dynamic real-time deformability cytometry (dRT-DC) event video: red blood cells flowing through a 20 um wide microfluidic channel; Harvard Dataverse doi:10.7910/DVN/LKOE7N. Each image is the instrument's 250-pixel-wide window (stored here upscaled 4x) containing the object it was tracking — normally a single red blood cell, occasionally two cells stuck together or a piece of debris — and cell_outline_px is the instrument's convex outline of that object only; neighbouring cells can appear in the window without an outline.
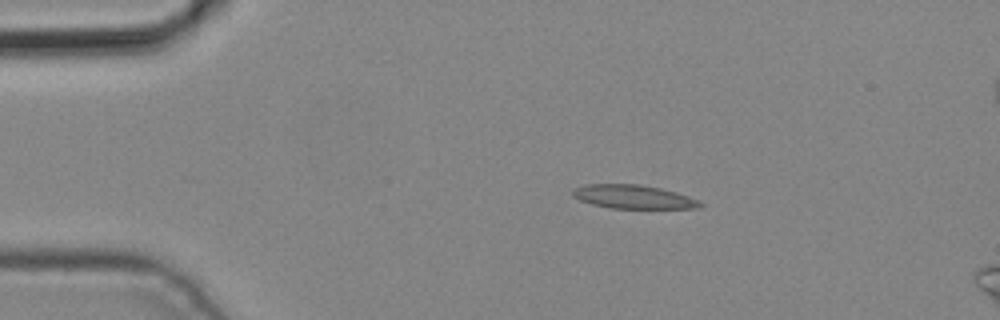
{"species": "common noctule bat (a hibernating species)", "species_latin": "Nyctalus noctula", "temperature_condition": "cold", "stored_images_in_passage": 4, "camera_frame_rate_fps": 3000, "um_per_image_px": 0.085, "animal": {"sex": "male", "body_mass_g": 19.2, "forearm_length_mm": 51.8}, "frame": {"image": 1, "passage_image": 2, "time_ms": 0.333, "image_size_px": [1000, 320], "cell_outline_px": [[704, 204], [700, 208], [612, 208], [592, 204], [580, 200], [572, 196], [572, 192], [576, 188], [584, 184], [640, 184], [660, 188], [676, 192], [700, 200]], "centroid_in_image_um": [53.86, 16.72], "position_along_channel_um": 31.1, "area_um2": 17.57}}